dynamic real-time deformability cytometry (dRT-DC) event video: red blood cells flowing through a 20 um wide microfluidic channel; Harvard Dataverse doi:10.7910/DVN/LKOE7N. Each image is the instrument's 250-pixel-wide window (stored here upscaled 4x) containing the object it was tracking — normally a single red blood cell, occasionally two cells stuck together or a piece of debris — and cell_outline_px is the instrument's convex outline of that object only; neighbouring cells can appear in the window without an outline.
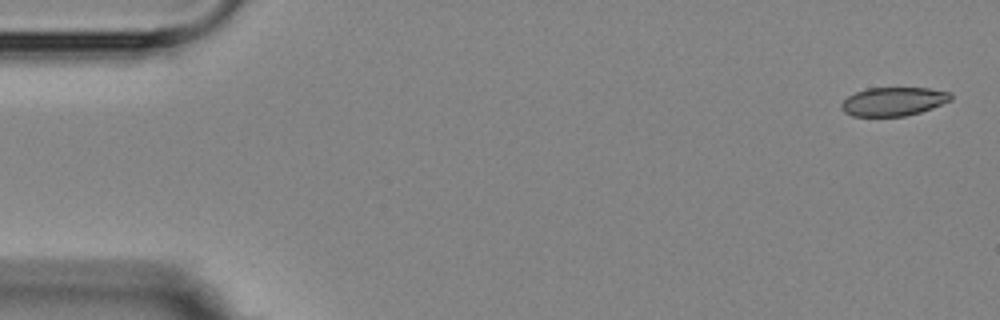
{"species": "Egyptian fruit bat (a non-hibernating species)", "species_latin": "Rousettus aegyptiacus", "temperature_condition": "room temperature", "stored_images_in_passage": 5, "camera_frame_rate_fps": 3000, "um_per_image_px": 0.085, "animal": {"sex": "female"}, "frame": {"image": 1, "passage_image": 1, "time_ms": 0.0, "image_size_px": [1000, 320], "cell_outline_px": [[952, 100], [932, 108], [920, 112], [904, 116], [852, 116], [844, 112], [840, 108], [840, 104], [848, 96], [856, 92], [868, 88], [928, 88], [952, 92]], "centroid_in_image_um": [75.95, 8.63], "position_along_channel_um": 9.1, "area_um2": 18.32}}
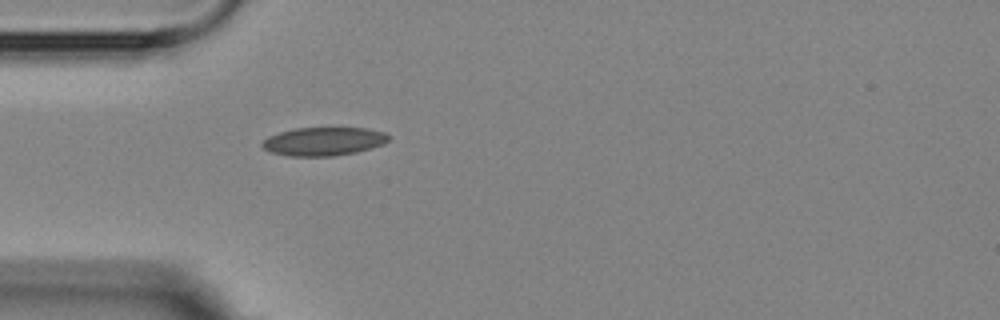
{"frame": {"image": 2, "passage_image": 5, "time_ms": 4.667, "image_size_px": [1000, 320], "cell_outline_px": [[392, 136], [384, 144], [356, 152], [332, 156], [288, 156], [268, 152], [260, 144], [268, 136], [280, 132], [296, 128], [368, 128], [384, 132]], "centroid_in_image_um": [27.51, 12.02], "position_along_channel_um": 57.5, "area_um2": 21.04}}